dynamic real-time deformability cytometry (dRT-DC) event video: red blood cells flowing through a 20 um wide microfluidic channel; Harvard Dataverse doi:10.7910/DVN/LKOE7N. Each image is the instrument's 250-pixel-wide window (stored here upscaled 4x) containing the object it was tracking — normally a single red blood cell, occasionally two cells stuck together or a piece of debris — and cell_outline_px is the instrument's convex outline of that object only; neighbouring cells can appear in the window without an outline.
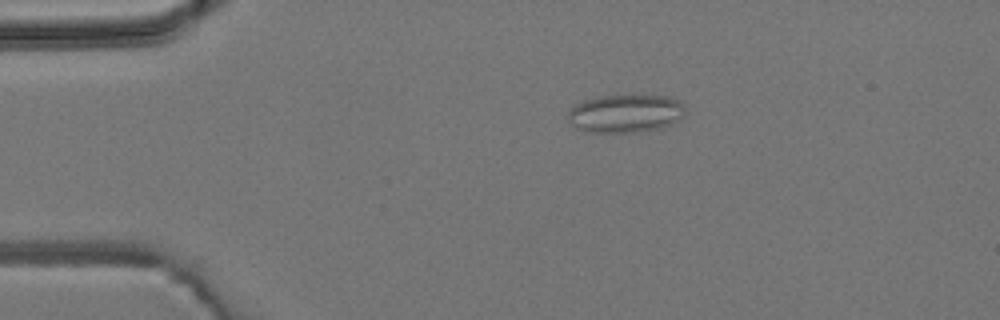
{"species": "common noctule bat (a hibernating species)", "species_latin": "Nyctalus noctula", "temperature_condition": "room temperature", "stored_images_in_passage": 5, "segment_of_instrument_passage": [1, 2], "camera_frame_rate_fps": 3000, "um_per_image_px": 0.085, "animal": {"sex": "male", "body_mass_g": 19.2, "forearm_length_mm": 51.8}, "frame": {"image": 1, "passage_image": 3, "time_ms": 3.0, "image_size_px": [1000, 320], "cell_outline_px": [[688, 112], [680, 120], [672, 124], [660, 128], [640, 132], [584, 132], [572, 124], [568, 120], [568, 112], [576, 104], [584, 100], [600, 96], [668, 96], [684, 104]], "centroid_in_image_um": [53.21, 9.66], "position_along_channel_um": 31.8, "area_um2": 26.18}}